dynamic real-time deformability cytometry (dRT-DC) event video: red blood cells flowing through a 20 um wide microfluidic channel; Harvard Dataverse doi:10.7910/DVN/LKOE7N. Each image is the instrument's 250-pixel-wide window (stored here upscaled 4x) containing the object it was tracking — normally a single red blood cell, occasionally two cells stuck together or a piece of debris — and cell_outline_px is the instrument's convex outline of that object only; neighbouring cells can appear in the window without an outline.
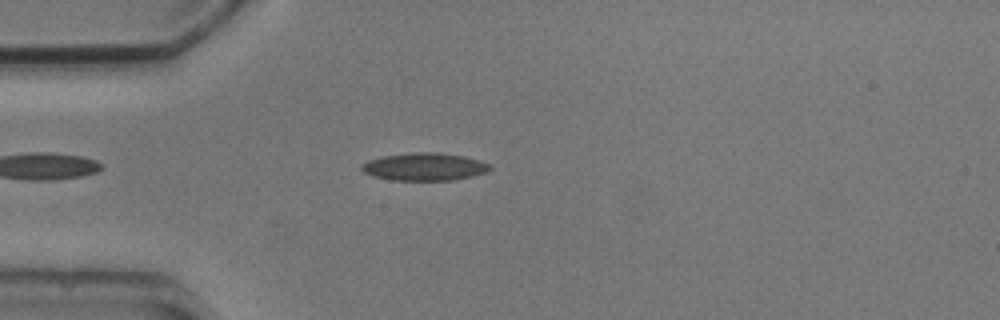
{"species": "common noctule bat (a hibernating species)", "species_latin": "Nyctalus noctula", "temperature_condition": "cold", "stored_images_in_passage": 1, "camera_frame_rate_fps": 3000, "um_per_image_px": 0.085, "animal": {"sex": "male", "body_mass_g": 20.5, "forearm_length_mm": 52.5}, "frame": {"image": 1, "passage_image": 1, "time_ms": 0.0, "image_size_px": [1000, 320], "cell_outline_px": [[492, 168], [488, 172], [472, 176], [452, 180], [392, 180], [376, 176], [364, 172], [360, 168], [360, 164], [368, 160], [384, 156], [412, 152], [436, 152], [464, 156], [480, 160], [492, 164]], "centroid_in_image_um": [36.12, 14.16], "position_along_channel_um": 48.9, "area_um2": 20.75}}